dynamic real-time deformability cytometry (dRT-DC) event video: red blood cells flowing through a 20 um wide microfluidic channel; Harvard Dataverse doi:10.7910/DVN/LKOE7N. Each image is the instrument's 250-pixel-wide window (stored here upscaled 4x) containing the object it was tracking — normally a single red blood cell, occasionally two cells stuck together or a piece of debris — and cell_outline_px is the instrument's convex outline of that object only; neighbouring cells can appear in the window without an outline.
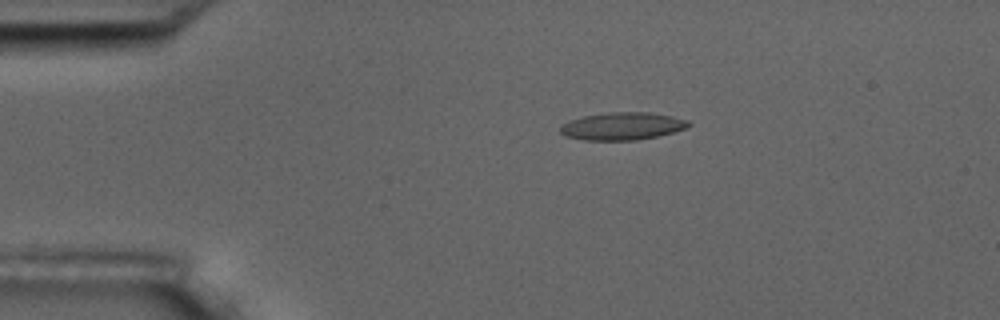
{"species": "common noctule bat (a hibernating species)", "species_latin": "Nyctalus noctula", "temperature_condition": "room temperature", "stored_images_in_passage": 48, "camera_frame_rate_fps": 3000, "um_per_image_px": 0.085, "animal": {"sex": "male", "body_mass_g": 17.5, "forearm_length_mm": 52.3}, "frame": {"image": 1, "passage_image": 3, "time_ms": 0.667, "image_size_px": [1000, 320], "cell_outline_px": [[692, 124], [684, 128], [672, 132], [656, 136], [636, 140], [584, 140], [564, 136], [560, 132], [560, 128], [568, 120], [580, 116], [608, 112], [648, 112], [672, 116], [688, 120]], "centroid_in_image_um": [52.85, 10.71], "position_along_channel_um": 32.1, "area_um2": 20.63}}
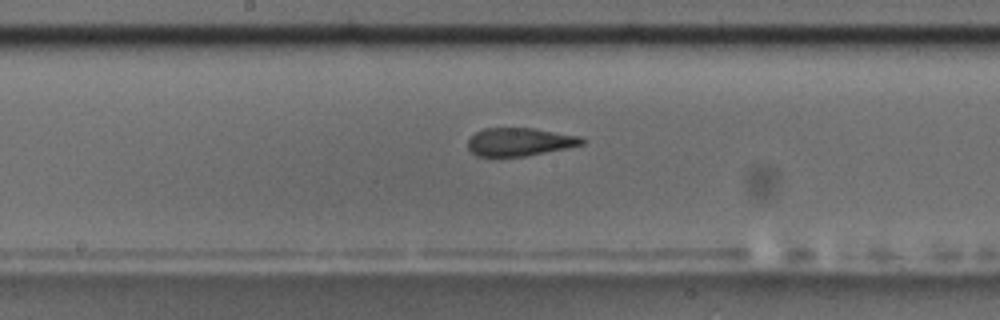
{"frame": {"image": 2, "passage_image": 21, "time_ms": 6.667, "image_size_px": [1000, 320], "cell_outline_px": [[584, 144], [524, 156], [476, 156], [468, 148], [468, 140], [476, 132], [484, 128], [532, 128], [580, 136], [584, 140]], "centroid_in_image_um": [44.14, 12.05], "position_along_channel_um": 204.1, "area_um2": 18.38}}
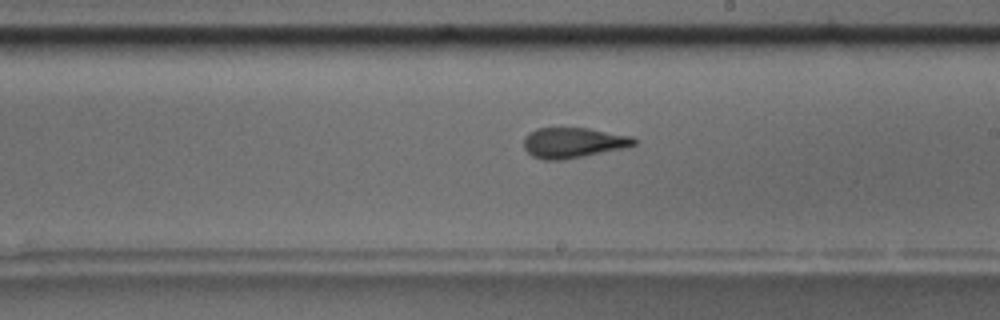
{"frame": {"image": 3, "passage_image": 24, "time_ms": 7.667, "image_size_px": [1000, 320], "cell_outline_px": [[640, 140], [636, 144], [628, 148], [564, 160], [544, 160], [532, 156], [524, 148], [524, 136], [528, 132], [536, 128], [588, 128], [632, 136]], "centroid_in_image_um": [48.76, 12.13], "position_along_channel_um": 240.2, "area_um2": 19.94}, "authors_computed_cell_mechanics": {"area_um2": 19.9121, "velocity_mm_per_s": 3.637, "shape_relaxation_time_tau1_ms": null, "shape_relaxation_time_tau2_ms": 1.8063, "deformation_change_tau1": null, "deformation_change_tau2": 0.095}}